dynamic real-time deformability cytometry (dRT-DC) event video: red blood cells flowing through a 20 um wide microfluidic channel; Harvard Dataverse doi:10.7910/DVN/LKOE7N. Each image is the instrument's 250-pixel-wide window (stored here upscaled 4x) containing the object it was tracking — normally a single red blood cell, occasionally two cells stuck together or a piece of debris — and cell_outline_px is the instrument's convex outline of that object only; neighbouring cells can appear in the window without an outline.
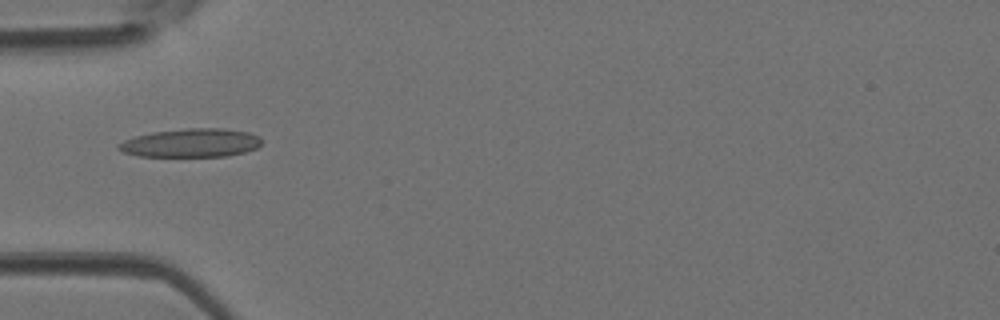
{"species": "Egyptian fruit bat (a non-hibernating species)", "species_latin": "Rousettus aegyptiacus", "temperature_condition": "room temperature", "stored_images_in_passage": 25, "camera_frame_rate_fps": 3000, "um_per_image_px": 0.085, "animal": {"sex": "female"}, "frame": {"image": 1, "passage_image": 1, "time_ms": 0.0, "image_size_px": [1000, 320], "cell_outline_px": [[260, 144], [256, 148], [244, 152], [228, 156], [140, 156], [124, 152], [116, 148], [116, 144], [124, 140], [136, 136], [152, 132], [184, 128], [220, 128], [248, 132], [260, 136]], "centroid_in_image_um": [16.22, 12.14], "position_along_channel_um": 68.8, "area_um2": 23.76}}
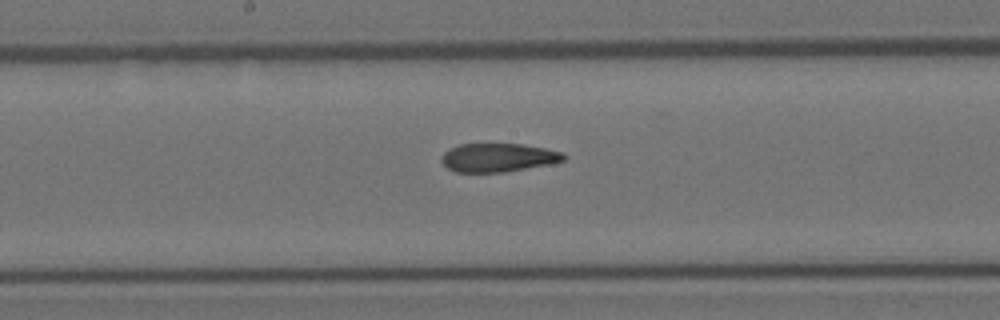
{"frame": {"image": 2, "passage_image": 10, "time_ms": 3.0, "image_size_px": [1000, 320], "cell_outline_px": [[568, 156], [564, 160], [552, 164], [504, 172], [456, 172], [448, 168], [440, 160], [444, 152], [448, 148], [460, 144], [524, 144], [564, 152]], "centroid_in_image_um": [42.37, 13.39], "position_along_channel_um": 205.8, "area_um2": 20.52}}
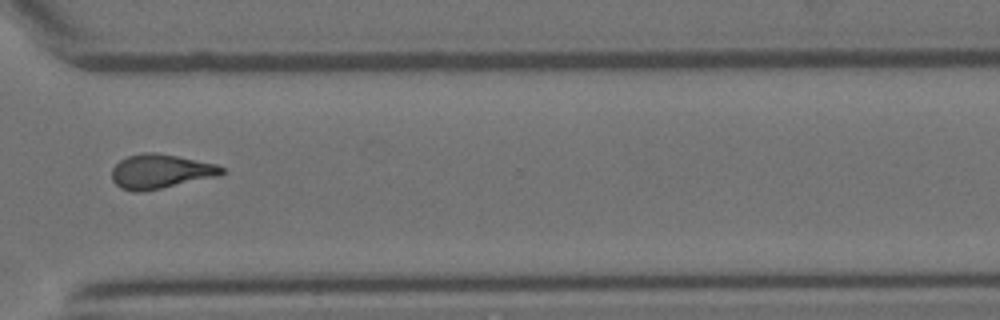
{"frame": {"image": 3, "passage_image": 20, "time_ms": 6.333, "image_size_px": [1000, 320], "cell_outline_px": [[224, 172], [216, 176], [144, 192], [132, 192], [120, 188], [112, 180], [112, 168], [120, 160], [128, 156], [144, 152], [156, 152], [216, 164], [224, 168]], "centroid_in_image_um": [13.59, 14.58], "position_along_channel_um": 357.0, "area_um2": 21.85}}